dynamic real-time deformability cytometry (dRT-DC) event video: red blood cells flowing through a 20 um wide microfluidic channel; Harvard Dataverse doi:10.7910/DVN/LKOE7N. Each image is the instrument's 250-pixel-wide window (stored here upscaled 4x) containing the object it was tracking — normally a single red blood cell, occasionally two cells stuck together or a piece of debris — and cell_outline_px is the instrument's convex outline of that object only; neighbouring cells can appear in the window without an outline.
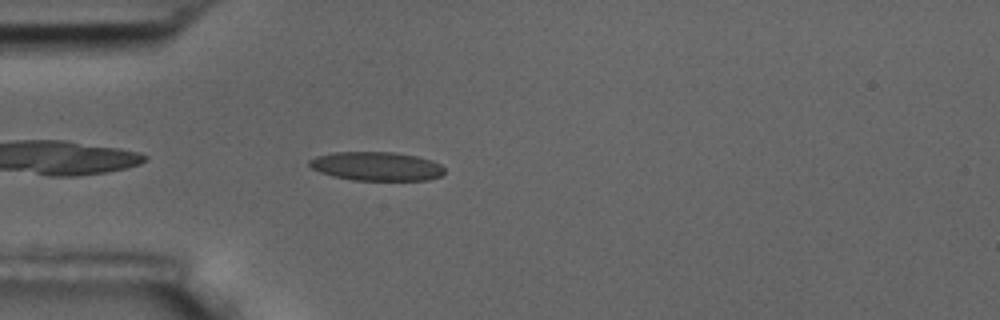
{"species": "common noctule bat (a hibernating species)", "species_latin": "Nyctalus noctula", "temperature_condition": "room temperature", "stored_images_in_passage": 43, "camera_frame_rate_fps": 3000, "um_per_image_px": 0.085, "animal": {"sex": "male", "body_mass_g": 17.5, "forearm_length_mm": 52.3}, "frame": {"image": 1, "passage_image": 3, "time_ms": 0.667, "image_size_px": [1000, 320], "cell_outline_px": [[444, 172], [440, 176], [428, 180], [352, 180], [332, 176], [320, 172], [312, 168], [308, 164], [308, 160], [316, 156], [332, 152], [392, 152], [416, 156], [432, 160], [440, 164], [444, 168]], "centroid_in_image_um": [31.98, 14.13], "position_along_channel_um": 53.0, "area_um2": 22.77}}
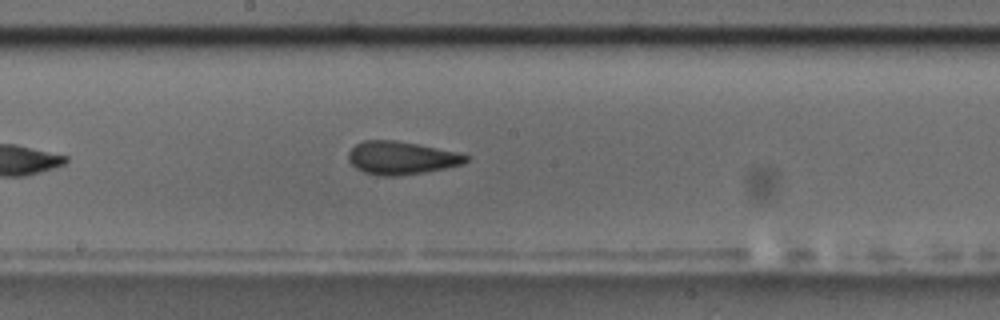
{"frame": {"image": 2, "passage_image": 17, "time_ms": 5.333, "image_size_px": [1000, 320], "cell_outline_px": [[468, 160], [464, 164], [424, 172], [396, 176], [376, 176], [364, 172], [356, 168], [348, 160], [348, 152], [356, 144], [364, 140], [396, 140], [456, 152], [468, 156]], "centroid_in_image_um": [34.07, 13.43], "position_along_channel_um": 214.1, "area_um2": 22.48}}
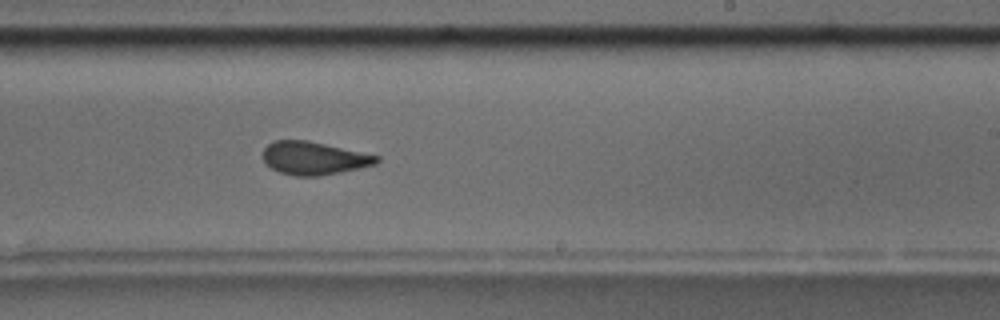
{"frame": {"image": 3, "passage_image": 21, "time_ms": 6.667, "image_size_px": [1000, 320], "cell_outline_px": [[380, 160], [376, 164], [340, 172], [320, 176], [296, 176], [280, 172], [272, 168], [264, 160], [264, 148], [272, 140], [308, 140], [380, 156]], "centroid_in_image_um": [26.69, 13.44], "position_along_channel_um": 262.3, "area_um2": 21.73}, "authors_computed_cell_mechanics": {"area_um2": 22.3108, "velocity_mm_per_s": 3.6333, "shape_relaxation_time_tau1_ms": 7.2539, "shape_relaxation_time_tau2_ms": 2.2236, "deformation_change_tau1": 0.1725, "deformation_change_tau2": 0.0852}}